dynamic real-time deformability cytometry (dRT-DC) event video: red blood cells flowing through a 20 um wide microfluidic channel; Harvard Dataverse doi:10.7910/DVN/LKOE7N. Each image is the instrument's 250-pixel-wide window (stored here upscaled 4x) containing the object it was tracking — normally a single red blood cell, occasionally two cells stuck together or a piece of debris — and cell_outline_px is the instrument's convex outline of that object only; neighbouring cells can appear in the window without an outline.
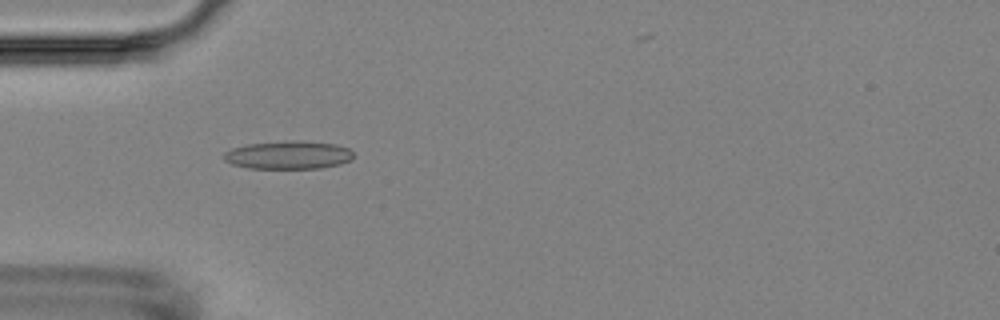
{"species": "Egyptian fruit bat (a non-hibernating species)", "species_latin": "Rousettus aegyptiacus", "temperature_condition": "room temperature", "stored_images_in_passage": 6, "camera_frame_rate_fps": 3000, "um_per_image_px": 0.085, "animal": {"sex": "female"}, "frame": {"image": 1, "passage_image": 5, "time_ms": 4.667, "image_size_px": [1000, 320], "cell_outline_px": [[352, 160], [340, 164], [320, 168], [248, 168], [232, 164], [224, 160], [224, 152], [232, 148], [248, 144], [284, 140], [300, 140], [336, 144], [348, 148], [352, 152]], "centroid_in_image_um": [24.51, 13.16], "position_along_channel_um": 60.5, "area_um2": 21.39}}